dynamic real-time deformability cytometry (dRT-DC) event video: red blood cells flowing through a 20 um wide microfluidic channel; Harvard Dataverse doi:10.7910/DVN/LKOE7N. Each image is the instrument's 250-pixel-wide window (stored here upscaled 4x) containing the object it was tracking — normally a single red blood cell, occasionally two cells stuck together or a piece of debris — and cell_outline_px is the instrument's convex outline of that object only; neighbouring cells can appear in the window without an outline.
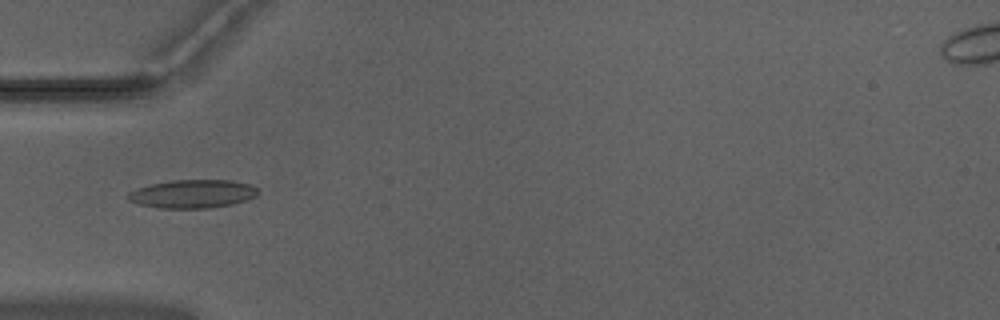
{"species": "Egyptian fruit bat (a non-hibernating species)", "species_latin": "Rousettus aegyptiacus", "temperature_condition": "warm", "stored_images_in_passage": 51, "camera_frame_rate_fps": 3000, "um_per_image_px": 0.085, "animal": {"sex": "male"}, "frame": {"image": 1, "passage_image": 16, "time_ms": 5.0, "image_size_px": [1000, 320], "cell_outline_px": [[256, 196], [232, 204], [208, 208], [160, 208], [140, 204], [128, 200], [124, 196], [128, 192], [136, 188], [152, 184], [172, 180], [228, 180], [252, 184], [256, 188]], "centroid_in_image_um": [16.32, 16.47], "position_along_channel_um": 68.7, "area_um2": 21.39}}
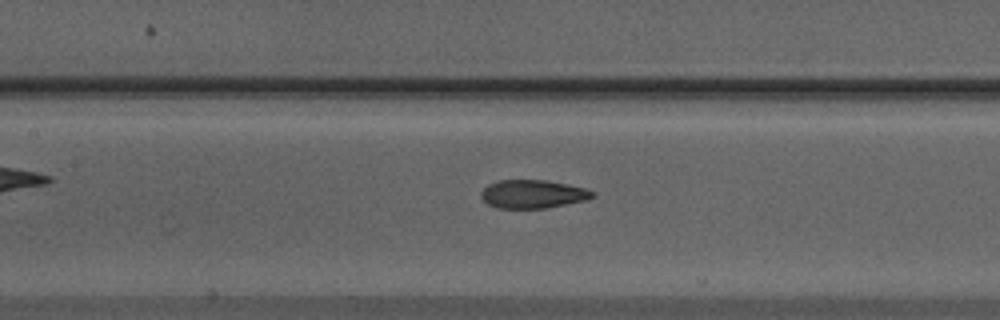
{"frame": {"image": 2, "passage_image": 23, "time_ms": 7.333, "image_size_px": [1000, 320], "cell_outline_px": [[596, 196], [588, 200], [544, 208], [496, 208], [488, 204], [480, 196], [480, 192], [488, 184], [500, 180], [548, 180], [568, 184], [584, 188], [596, 192]], "centroid_in_image_um": [45.31, 16.49], "position_along_channel_um": 162.1, "area_um2": 18.55}}
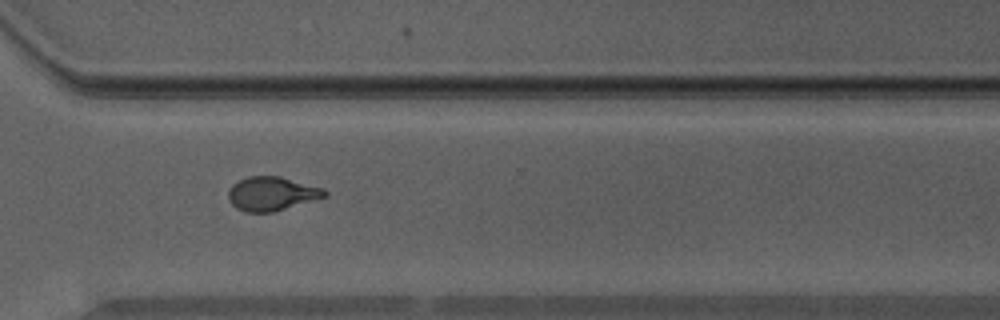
{"frame": {"image": 3, "passage_image": 37, "time_ms": 12.0, "image_size_px": [1000, 320], "cell_outline_px": [[328, 196], [272, 212], [244, 212], [236, 208], [228, 200], [228, 192], [232, 184], [236, 180], [248, 176], [280, 176], [324, 188], [328, 192]], "centroid_in_image_um": [23.08, 16.45], "position_along_channel_um": 347.5, "area_um2": 19.19}, "authors_computed_cell_mechanics": {"area_um2": 18.785, "velocity_mm_per_s": 3.9814, "shape_relaxation_time_tau1_ms": 9.5439, "shape_relaxation_time_tau2_ms": 1.206, "deformation_change_tau1": 0.284, "deformation_change_tau2": 0.0803}}